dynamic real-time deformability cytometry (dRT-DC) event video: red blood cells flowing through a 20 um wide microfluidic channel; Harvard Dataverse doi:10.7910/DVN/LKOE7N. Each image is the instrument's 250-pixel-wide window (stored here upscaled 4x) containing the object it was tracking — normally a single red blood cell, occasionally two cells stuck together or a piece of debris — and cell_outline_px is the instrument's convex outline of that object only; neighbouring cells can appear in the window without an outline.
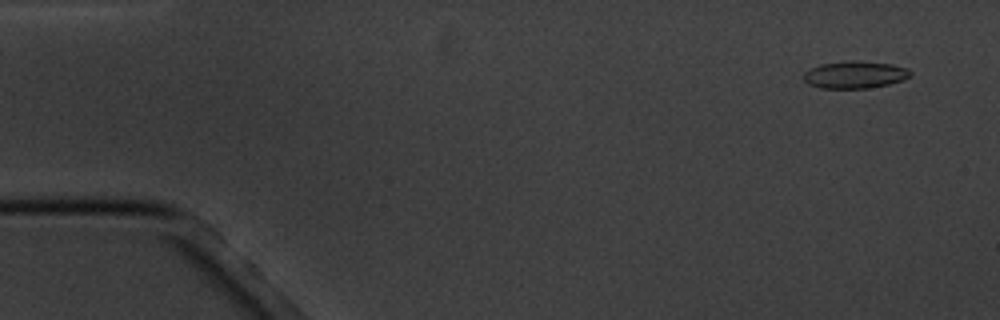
{"species": "common noctule bat (a hibernating species)", "species_latin": "Nyctalus noctula", "temperature_condition": "cold", "stored_images_in_passage": 7, "camera_frame_rate_fps": 3000, "um_per_image_px": 0.085, "animal": {"sex": "male", "body_mass_g": 20.1, "forearm_length_mm": 53.5}, "frame": {"image": 1, "passage_image": 2, "time_ms": 1.0, "image_size_px": [1000, 320], "cell_outline_px": [[912, 76], [904, 80], [888, 84], [864, 88], [820, 88], [808, 84], [804, 80], [804, 72], [820, 64], [844, 60], [852, 60], [892, 64], [908, 68], [912, 72]], "centroid_in_image_um": [72.68, 6.34], "position_along_channel_um": 12.3, "area_um2": 17.05}}
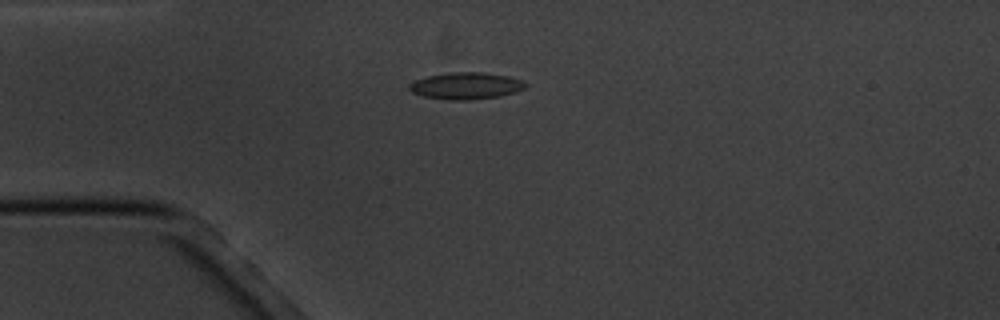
{"frame": {"image": 2, "passage_image": 5, "time_ms": 4.667, "image_size_px": [1000, 320], "cell_outline_px": [[528, 84], [524, 88], [516, 92], [500, 96], [468, 100], [448, 100], [424, 96], [412, 92], [408, 88], [408, 84], [416, 80], [428, 76], [448, 72], [484, 72], [508, 76], [524, 80]], "centroid_in_image_um": [39.63, 7.29], "position_along_channel_um": 45.4, "area_um2": 18.26}}
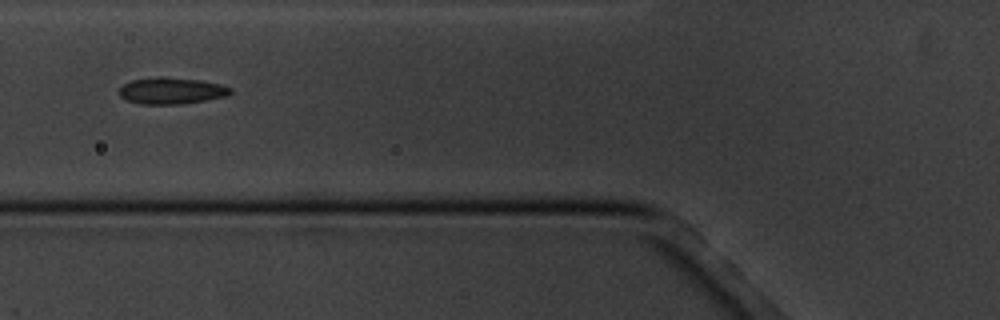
{"frame": {"image": 3, "passage_image": 7, "time_ms": 7.0, "image_size_px": [1000, 320], "cell_outline_px": [[232, 92], [224, 96], [184, 104], [140, 104], [124, 100], [120, 96], [120, 88], [124, 84], [132, 80], [200, 80], [220, 84], [232, 88]], "centroid_in_image_um": [14.58, 7.78], "position_along_channel_um": 111.2, "area_um2": 16.18}}